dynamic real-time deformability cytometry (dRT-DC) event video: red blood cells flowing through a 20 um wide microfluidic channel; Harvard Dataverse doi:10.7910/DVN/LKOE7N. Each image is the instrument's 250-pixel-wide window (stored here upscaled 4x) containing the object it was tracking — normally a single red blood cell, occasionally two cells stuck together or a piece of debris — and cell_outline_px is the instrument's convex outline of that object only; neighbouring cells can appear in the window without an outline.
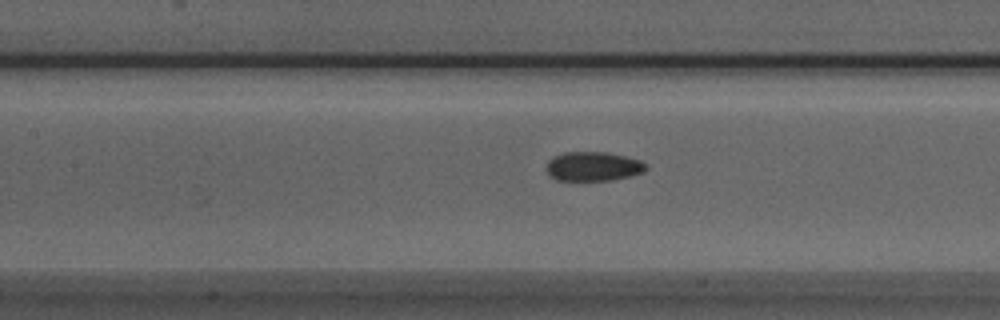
{"species": "Egyptian fruit bat (a non-hibernating species)", "species_latin": "Rousettus aegyptiacus", "temperature_condition": "room temperature", "stored_images_in_passage": 35, "camera_frame_rate_fps": 3000, "um_per_image_px": 0.085, "animal": {"sex": "male"}, "frame": {"image": 1, "passage_image": 14, "time_ms": 4.333, "image_size_px": [1000, 320], "cell_outline_px": [[648, 168], [644, 172], [632, 176], [612, 180], [556, 180], [548, 176], [544, 168], [548, 160], [564, 152], [608, 152], [640, 160], [648, 164]], "centroid_in_image_um": [50.41, 14.15], "position_along_channel_um": 157.0, "area_um2": 17.28}}
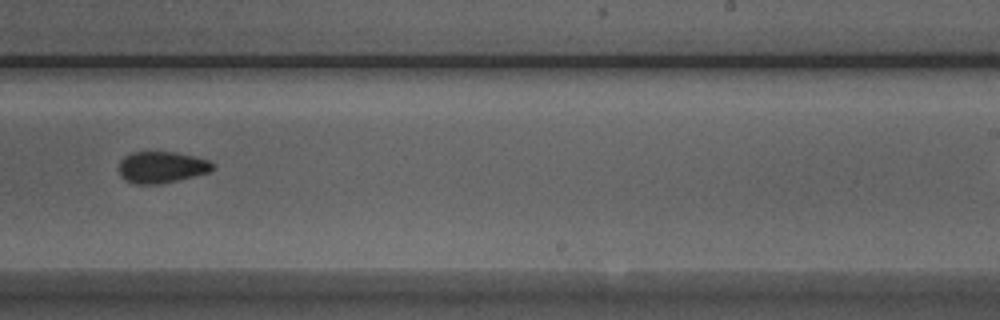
{"frame": {"image": 2, "passage_image": 23, "time_ms": 7.333, "image_size_px": [1000, 320], "cell_outline_px": [[216, 168], [208, 172], [176, 180], [156, 184], [136, 184], [124, 180], [120, 176], [120, 160], [124, 156], [132, 152], [176, 152], [208, 160], [216, 164]], "centroid_in_image_um": [13.73, 14.2], "position_along_channel_um": 275.3, "area_um2": 17.11}}
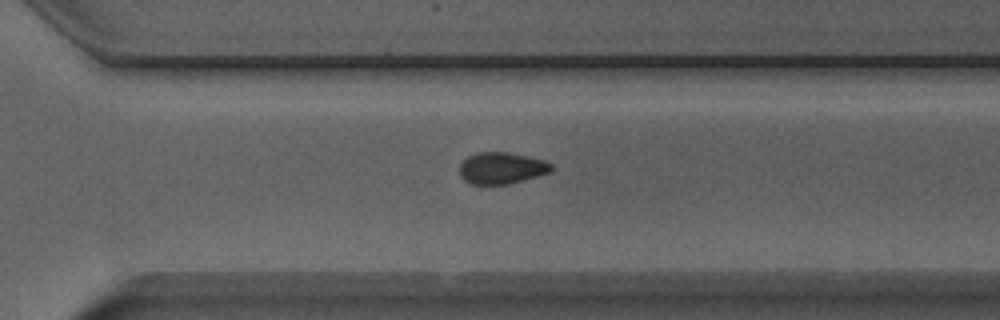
{"frame": {"image": 3, "passage_image": 27, "time_ms": 8.667, "image_size_px": [1000, 320], "cell_outline_px": [[556, 168], [552, 172], [524, 180], [508, 184], [468, 184], [460, 176], [460, 164], [468, 156], [476, 152], [508, 152], [544, 160], [552, 164]], "centroid_in_image_um": [42.66, 14.29], "position_along_channel_um": 327.9, "area_um2": 17.11}, "authors_computed_cell_mechanics": {"area_um2": 17.3978, "velocity_mm_per_s": 3.957, "shape_relaxation_time_tau1_ms": 7.6264, "shape_relaxation_time_tau2_ms": 3.6492, "deformation_change_tau1": 0.0971, "deformation_change_tau2": 0.0756}}